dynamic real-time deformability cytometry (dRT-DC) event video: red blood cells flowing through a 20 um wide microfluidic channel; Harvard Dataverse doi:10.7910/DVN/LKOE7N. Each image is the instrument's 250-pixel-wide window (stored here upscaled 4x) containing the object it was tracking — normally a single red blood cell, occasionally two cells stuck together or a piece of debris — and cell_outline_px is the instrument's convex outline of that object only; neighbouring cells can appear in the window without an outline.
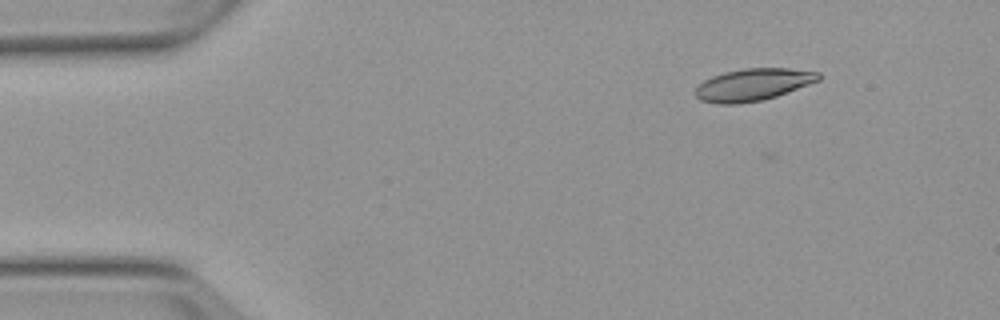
{"species": "Egyptian fruit bat (a non-hibernating species)", "species_latin": "Rousettus aegyptiacus", "temperature_condition": "warm", "stored_images_in_passage": 3, "camera_frame_rate_fps": 3000, "um_per_image_px": 0.085, "animal": {"sex": "female"}, "frame": {"image": 1, "passage_image": 1, "time_ms": 0.0, "image_size_px": [1000, 320], "cell_outline_px": [[820, 80], [776, 96], [764, 100], [736, 104], [716, 104], [700, 100], [696, 96], [696, 88], [704, 80], [712, 76], [724, 72], [744, 68], [788, 68], [820, 72]], "centroid_in_image_um": [64.0, 7.19], "position_along_channel_um": 21.0, "area_um2": 23.06}}